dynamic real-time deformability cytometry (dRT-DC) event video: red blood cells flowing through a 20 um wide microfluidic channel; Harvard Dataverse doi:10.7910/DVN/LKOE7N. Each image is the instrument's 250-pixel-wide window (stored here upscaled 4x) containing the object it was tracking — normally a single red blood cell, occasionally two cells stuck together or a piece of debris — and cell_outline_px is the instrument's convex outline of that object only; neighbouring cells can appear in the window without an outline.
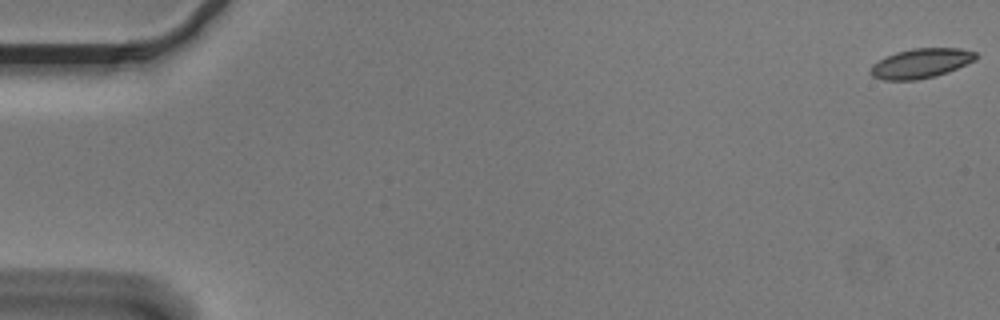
{"species": "Egyptian fruit bat (a non-hibernating species)", "species_latin": "Rousettus aegyptiacus", "temperature_condition": "cold", "stored_images_in_passage": 56, "camera_frame_rate_fps": 3000, "um_per_image_px": 0.085, "animal": {"sex": "male"}, "frame": {"image": 1, "passage_image": 1, "time_ms": 0.0, "image_size_px": [1000, 320], "cell_outline_px": [[976, 60], [948, 72], [936, 76], [916, 80], [884, 80], [872, 76], [868, 72], [872, 64], [884, 56], [896, 52], [912, 48], [960, 48], [976, 52]], "centroid_in_image_um": [78.24, 5.38], "position_along_channel_um": 6.8, "area_um2": 18.38}}
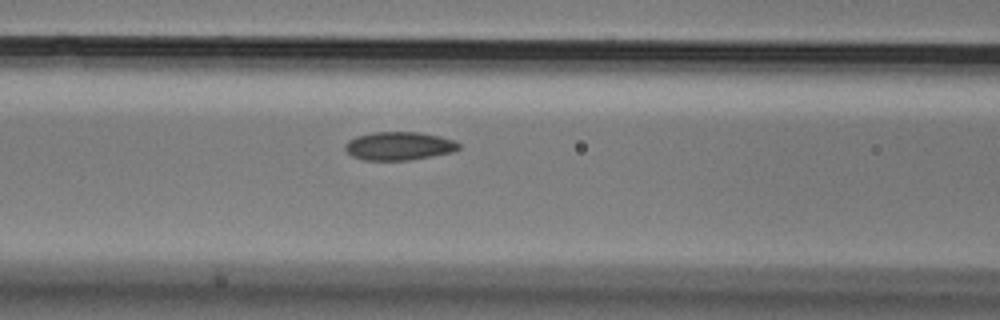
{"frame": {"image": 2, "passage_image": 24, "time_ms": 7.667, "image_size_px": [1000, 320], "cell_outline_px": [[460, 148], [452, 152], [432, 156], [408, 160], [364, 160], [352, 156], [344, 148], [344, 144], [348, 140], [356, 136], [372, 132], [416, 132], [440, 136], [456, 140], [460, 144]], "centroid_in_image_um": [33.91, 12.4], "position_along_channel_um": 132.7, "area_um2": 18.84}}
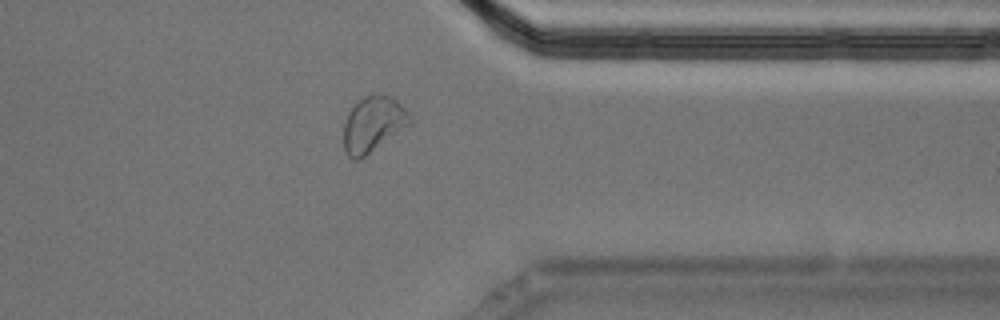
{"frame": {"image": 3, "passage_image": 45, "time_ms": 14.667, "image_size_px": [1000, 320], "cell_outline_px": [[412, 120], [408, 124], [360, 160], [352, 160], [344, 152], [344, 120], [348, 112], [364, 96], [372, 92], [388, 96], [396, 100], [408, 112]], "centroid_in_image_um": [31.66, 10.55], "position_along_channel_um": 379.7, "area_um2": 21.15}, "authors_computed_cell_mechanics": {"area_um2": 18.8428, "velocity_mm_per_s": 3.6108, "shape_relaxation_time_tau1_ms": null, "shape_relaxation_time_tau2_ms": 2.1653, "deformation_change_tau1": null, "deformation_change_tau2": 0.0521}}